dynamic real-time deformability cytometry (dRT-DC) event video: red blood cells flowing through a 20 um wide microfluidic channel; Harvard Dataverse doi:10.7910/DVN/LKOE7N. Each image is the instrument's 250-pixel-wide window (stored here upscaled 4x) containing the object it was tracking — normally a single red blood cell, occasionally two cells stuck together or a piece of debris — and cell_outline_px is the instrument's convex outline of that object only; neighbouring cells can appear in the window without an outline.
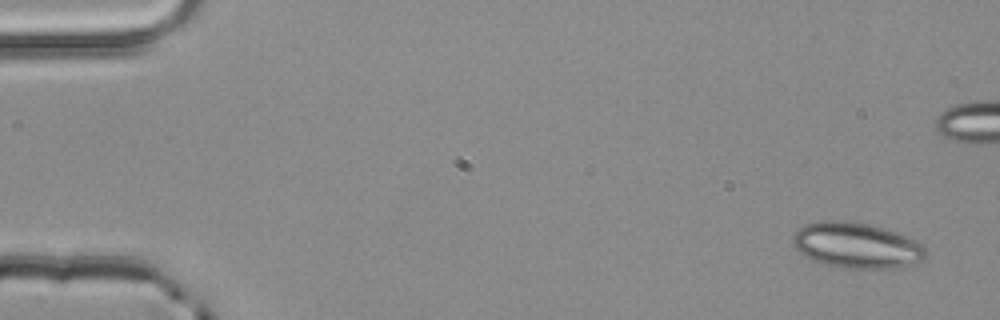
{"species": "common noctule bat (a hibernating species)", "species_latin": "Nyctalus noctula", "temperature_condition": "room temperature", "stored_images_in_passage": 5, "camera_frame_rate_fps": 3000, "um_per_image_px": 0.085, "animal": {"sex": "male", "body_mass_g": 20.4}, "frame": {"image": 1, "passage_image": 1, "time_ms": 0.0, "image_size_px": [1000, 320], "cell_outline_px": [[928, 252], [920, 260], [900, 268], [844, 268], [824, 264], [812, 260], [804, 256], [792, 244], [792, 236], [804, 224], [824, 220], [840, 220], [868, 224], [900, 232], [920, 244]], "centroid_in_image_um": [72.78, 20.85], "position_along_channel_um": 12.2, "area_um2": 35.32}}